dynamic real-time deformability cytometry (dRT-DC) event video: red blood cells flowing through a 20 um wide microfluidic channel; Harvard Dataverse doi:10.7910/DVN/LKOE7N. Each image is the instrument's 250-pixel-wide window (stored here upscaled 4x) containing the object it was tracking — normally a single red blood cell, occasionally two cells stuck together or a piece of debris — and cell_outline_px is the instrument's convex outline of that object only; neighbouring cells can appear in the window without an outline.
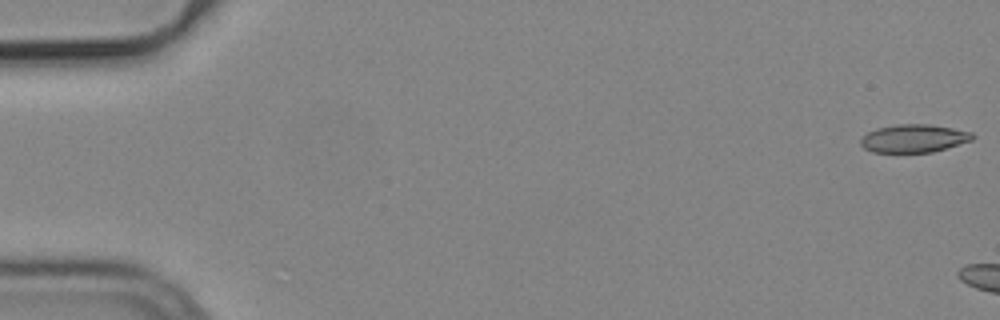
{"species": "common noctule bat (a hibernating species)", "species_latin": "Nyctalus noctula", "temperature_condition": "cold", "stored_images_in_passage": 5, "camera_frame_rate_fps": 3000, "um_per_image_px": 0.085, "animal": {"sex": "male", "body_mass_g": 19.2, "forearm_length_mm": 51.8}, "frame": {"image": 1, "passage_image": 1, "time_ms": 0.0, "image_size_px": [1000, 320], "cell_outline_px": [[976, 136], [972, 140], [932, 152], [872, 152], [864, 148], [860, 144], [860, 140], [868, 132], [876, 128], [900, 124], [928, 124], [952, 128], [972, 132]], "centroid_in_image_um": [77.67, 11.76], "position_along_channel_um": 7.3, "area_um2": 18.15}}